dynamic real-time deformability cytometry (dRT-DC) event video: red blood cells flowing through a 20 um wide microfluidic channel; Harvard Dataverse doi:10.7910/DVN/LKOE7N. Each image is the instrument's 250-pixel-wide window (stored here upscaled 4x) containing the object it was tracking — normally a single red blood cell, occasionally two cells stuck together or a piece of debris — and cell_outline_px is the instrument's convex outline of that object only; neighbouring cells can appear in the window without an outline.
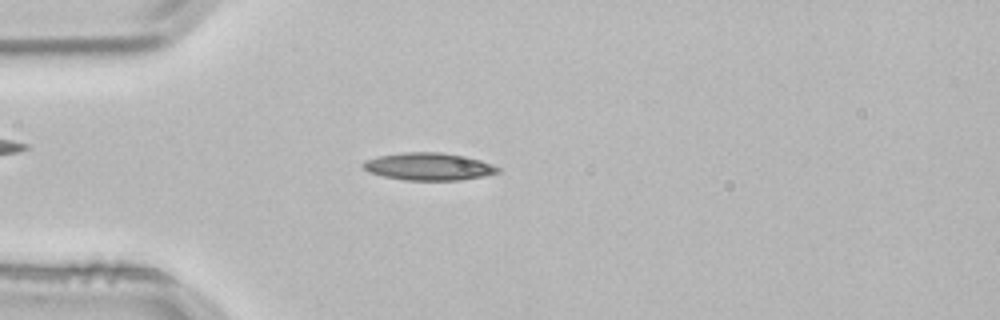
{"species": "common noctule bat (a hibernating species)", "species_latin": "Nyctalus noctula", "temperature_condition": "room temperature", "stored_images_in_passage": 2, "camera_frame_rate_fps": 3000, "um_per_image_px": 0.085, "animal": {"sex": "male", "body_mass_g": 21.5, "forearm_length_mm": 52.0}, "frame": {"image": 1, "passage_image": 2, "time_ms": 0.333, "image_size_px": [1000, 320], "cell_outline_px": [[500, 172], [484, 176], [460, 180], [404, 180], [384, 176], [368, 172], [360, 164], [364, 160], [380, 156], [404, 152], [440, 152], [468, 156], [492, 164], [500, 168]], "centroid_in_image_um": [36.45, 14.15], "position_along_channel_um": 48.6, "area_um2": 21.68}}